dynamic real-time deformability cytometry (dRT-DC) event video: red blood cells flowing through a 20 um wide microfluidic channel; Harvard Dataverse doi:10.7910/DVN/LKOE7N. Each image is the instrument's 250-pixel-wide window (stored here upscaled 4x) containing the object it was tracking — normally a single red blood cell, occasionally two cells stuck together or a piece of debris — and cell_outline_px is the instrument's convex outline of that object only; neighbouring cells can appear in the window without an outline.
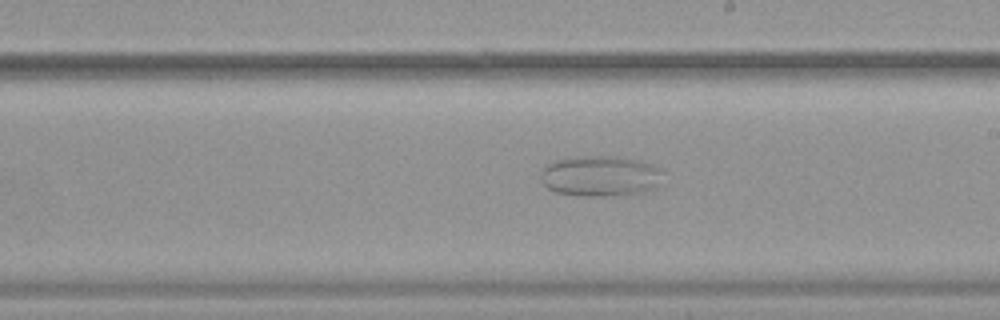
{"species": "common noctule bat (a hibernating species)", "species_latin": "Nyctalus noctula", "temperature_condition": "warm", "stored_images_in_passage": 53, "camera_frame_rate_fps": 3000, "um_per_image_px": 0.085, "animal": {"sex": "female", "body_mass_g": 19.9}, "frame": {"image": 1, "passage_image": 31, "time_ms": 10.0, "image_size_px": [1000, 320], "cell_outline_px": [[664, 184], [656, 188], [644, 192], [628, 196], [580, 196], [556, 192], [548, 188], [544, 184], [540, 176], [544, 168], [552, 160], [576, 156], [616, 156], [640, 160], [664, 168]], "centroid_in_image_um": [51.15, 14.97], "position_along_channel_um": 237.9, "area_um2": 30.06}}